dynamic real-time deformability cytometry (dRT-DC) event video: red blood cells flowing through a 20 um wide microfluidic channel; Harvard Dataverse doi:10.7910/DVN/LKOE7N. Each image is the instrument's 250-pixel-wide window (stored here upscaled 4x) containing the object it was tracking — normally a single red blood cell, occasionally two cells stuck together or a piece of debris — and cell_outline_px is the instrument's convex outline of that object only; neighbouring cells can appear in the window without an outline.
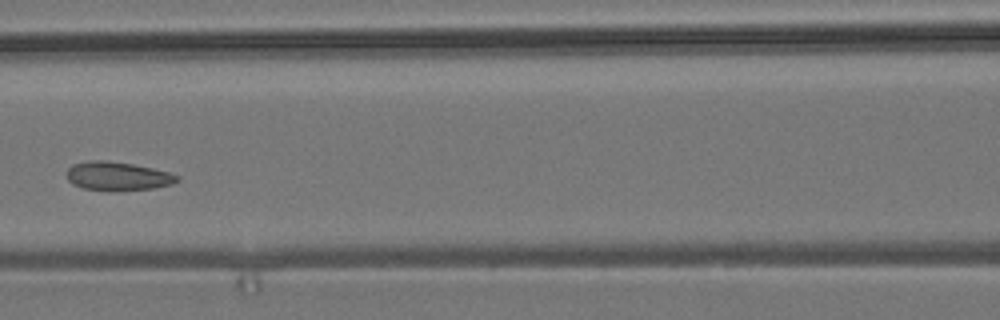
{"species": "common noctule bat (a hibernating species)", "species_latin": "Nyctalus noctula", "temperature_condition": "room temperature", "stored_images_in_passage": 5, "camera_frame_rate_fps": 3000, "um_per_image_px": 0.085, "animal": {"sex": "male", "body_mass_g": 19.2, "forearm_length_mm": 51.8}, "frame": {"image": 1, "passage_image": 4, "time_ms": 3.333, "image_size_px": [1000, 320], "cell_outline_px": [[180, 180], [172, 184], [152, 188], [108, 192], [84, 188], [72, 184], [68, 180], [68, 168], [72, 164], [88, 160], [108, 160], [132, 164], [152, 168], [168, 172], [180, 176]], "centroid_in_image_um": [9.99, 14.98], "position_along_channel_um": 156.6, "area_um2": 18.67}}
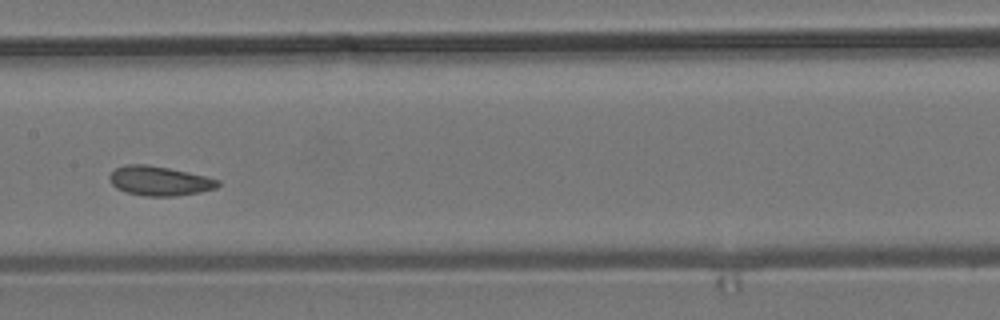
{"frame": {"image": 2, "passage_image": 5, "time_ms": 4.333, "image_size_px": [1000, 320], "cell_outline_px": [[220, 184], [216, 188], [200, 192], [176, 196], [144, 196], [128, 192], [116, 188], [112, 184], [108, 176], [116, 168], [124, 164], [148, 164], [188, 172], [220, 180]], "centroid_in_image_um": [13.54, 15.37], "position_along_channel_um": 193.9, "area_um2": 18.55}}